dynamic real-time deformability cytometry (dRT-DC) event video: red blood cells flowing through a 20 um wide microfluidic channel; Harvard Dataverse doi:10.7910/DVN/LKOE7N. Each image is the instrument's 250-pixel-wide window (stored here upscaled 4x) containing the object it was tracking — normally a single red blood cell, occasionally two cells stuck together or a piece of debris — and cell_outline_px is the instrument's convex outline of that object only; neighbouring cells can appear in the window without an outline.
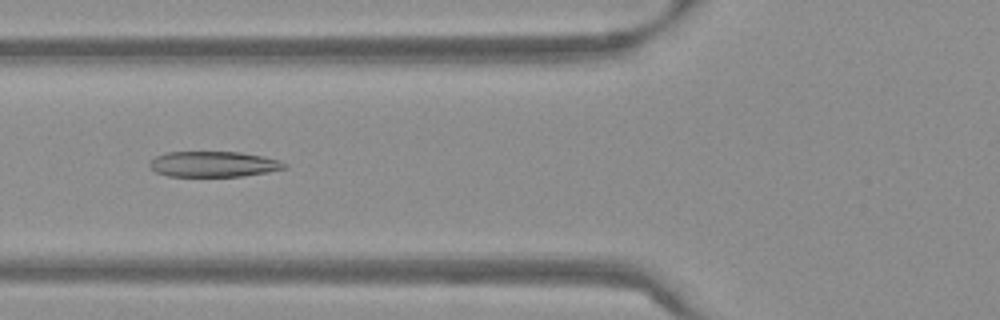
{"species": "Egyptian fruit bat (a non-hibernating species)", "species_latin": "Rousettus aegyptiacus", "temperature_condition": "warm", "stored_images_in_passage": 45, "camera_frame_rate_fps": 3000, "um_per_image_px": 0.085, "frame": {"image": 1, "passage_image": 12, "time_ms": 3.667, "image_size_px": [1000, 320], "cell_outline_px": [[288, 168], [268, 172], [244, 176], [168, 176], [156, 172], [148, 164], [148, 160], [164, 152], [240, 152], [264, 156], [280, 160], [288, 164]], "centroid_in_image_um": [18.17, 13.95], "position_along_channel_um": 107.6, "area_um2": 20.35}}
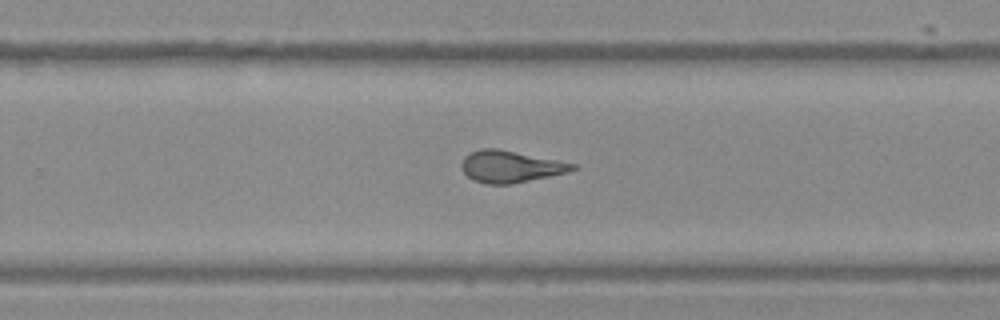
{"frame": {"image": 2, "passage_image": 26, "time_ms": 8.333, "image_size_px": [1000, 320], "cell_outline_px": [[580, 168], [568, 172], [512, 184], [488, 184], [472, 180], [460, 168], [460, 164], [464, 156], [468, 152], [480, 148], [496, 148], [576, 164]], "centroid_in_image_um": [43.35, 14.15], "position_along_channel_um": 286.5, "area_um2": 20.63}}
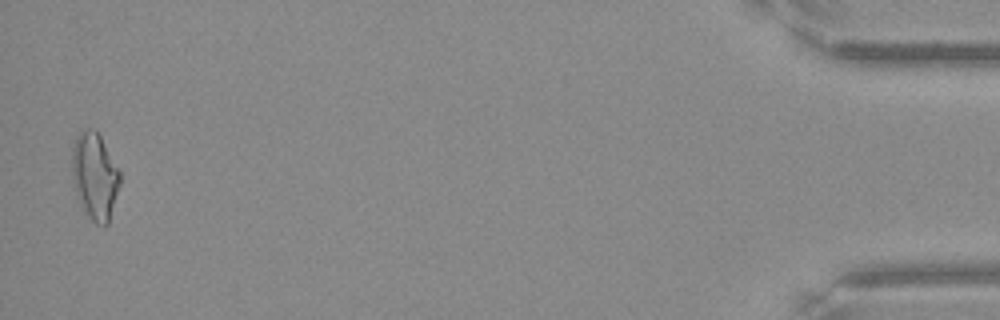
{"frame": {"image": 3, "passage_image": 44, "time_ms": 14.333, "image_size_px": [1000, 320], "cell_outline_px": [[120, 184], [108, 224], [104, 228], [96, 224], [84, 212], [76, 196], [72, 176], [72, 148], [76, 136], [84, 128], [92, 128], [100, 136], [120, 172]], "centroid_in_image_um": [8.04, 15.0], "position_along_channel_um": 427.2, "area_um2": 24.33}, "authors_computed_cell_mechanics": {"area_um2": 21.097, "velocity_mm_per_s": 3.8239, "shape_relaxation_time_tau1_ms": 4.9476, "shape_relaxation_time_tau2_ms": 1.7183, "deformation_change_tau1": 0.2049, "deformation_change_tau2": 0.122}}